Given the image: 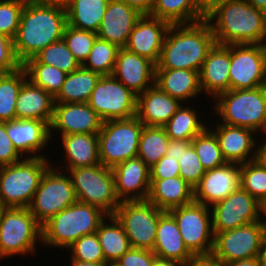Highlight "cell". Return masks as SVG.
<instances>
[{
    "mask_svg": "<svg viewBox=\"0 0 266 266\" xmlns=\"http://www.w3.org/2000/svg\"><path fill=\"white\" fill-rule=\"evenodd\" d=\"M216 43L207 19L171 24L155 69H187L200 73L208 52Z\"/></svg>",
    "mask_w": 266,
    "mask_h": 266,
    "instance_id": "cell-1",
    "label": "cell"
},
{
    "mask_svg": "<svg viewBox=\"0 0 266 266\" xmlns=\"http://www.w3.org/2000/svg\"><path fill=\"white\" fill-rule=\"evenodd\" d=\"M66 9L26 1L16 36L14 51L21 64L49 44L62 40L67 26Z\"/></svg>",
    "mask_w": 266,
    "mask_h": 266,
    "instance_id": "cell-2",
    "label": "cell"
},
{
    "mask_svg": "<svg viewBox=\"0 0 266 266\" xmlns=\"http://www.w3.org/2000/svg\"><path fill=\"white\" fill-rule=\"evenodd\" d=\"M206 19L218 44H266V13L246 0H227Z\"/></svg>",
    "mask_w": 266,
    "mask_h": 266,
    "instance_id": "cell-3",
    "label": "cell"
},
{
    "mask_svg": "<svg viewBox=\"0 0 266 266\" xmlns=\"http://www.w3.org/2000/svg\"><path fill=\"white\" fill-rule=\"evenodd\" d=\"M108 216L96 206L76 201L41 226V243L68 249L80 237L95 233Z\"/></svg>",
    "mask_w": 266,
    "mask_h": 266,
    "instance_id": "cell-4",
    "label": "cell"
},
{
    "mask_svg": "<svg viewBox=\"0 0 266 266\" xmlns=\"http://www.w3.org/2000/svg\"><path fill=\"white\" fill-rule=\"evenodd\" d=\"M214 114L223 124L266 133V86L246 90H228L215 98Z\"/></svg>",
    "mask_w": 266,
    "mask_h": 266,
    "instance_id": "cell-5",
    "label": "cell"
},
{
    "mask_svg": "<svg viewBox=\"0 0 266 266\" xmlns=\"http://www.w3.org/2000/svg\"><path fill=\"white\" fill-rule=\"evenodd\" d=\"M50 163L46 157H36L0 167V207L28 208Z\"/></svg>",
    "mask_w": 266,
    "mask_h": 266,
    "instance_id": "cell-6",
    "label": "cell"
},
{
    "mask_svg": "<svg viewBox=\"0 0 266 266\" xmlns=\"http://www.w3.org/2000/svg\"><path fill=\"white\" fill-rule=\"evenodd\" d=\"M37 239L41 243V225L28 208H1L0 260L15 255L35 254Z\"/></svg>",
    "mask_w": 266,
    "mask_h": 266,
    "instance_id": "cell-7",
    "label": "cell"
},
{
    "mask_svg": "<svg viewBox=\"0 0 266 266\" xmlns=\"http://www.w3.org/2000/svg\"><path fill=\"white\" fill-rule=\"evenodd\" d=\"M144 124L135 116L130 119L107 120L98 133L100 163L113 168L137 157Z\"/></svg>",
    "mask_w": 266,
    "mask_h": 266,
    "instance_id": "cell-8",
    "label": "cell"
},
{
    "mask_svg": "<svg viewBox=\"0 0 266 266\" xmlns=\"http://www.w3.org/2000/svg\"><path fill=\"white\" fill-rule=\"evenodd\" d=\"M71 178L77 201L96 206L113 215L120 201L115 191L112 168L102 164L66 170Z\"/></svg>",
    "mask_w": 266,
    "mask_h": 266,
    "instance_id": "cell-9",
    "label": "cell"
},
{
    "mask_svg": "<svg viewBox=\"0 0 266 266\" xmlns=\"http://www.w3.org/2000/svg\"><path fill=\"white\" fill-rule=\"evenodd\" d=\"M53 167L54 165H51L43 174L28 206L29 211L41 226L77 201L68 173L65 174L62 166Z\"/></svg>",
    "mask_w": 266,
    "mask_h": 266,
    "instance_id": "cell-10",
    "label": "cell"
},
{
    "mask_svg": "<svg viewBox=\"0 0 266 266\" xmlns=\"http://www.w3.org/2000/svg\"><path fill=\"white\" fill-rule=\"evenodd\" d=\"M163 213L147 200L123 201L113 216L125 230L132 248L153 251L158 221Z\"/></svg>",
    "mask_w": 266,
    "mask_h": 266,
    "instance_id": "cell-11",
    "label": "cell"
},
{
    "mask_svg": "<svg viewBox=\"0 0 266 266\" xmlns=\"http://www.w3.org/2000/svg\"><path fill=\"white\" fill-rule=\"evenodd\" d=\"M169 213L176 220L184 244L193 255L212 254L214 234L210 207L193 201Z\"/></svg>",
    "mask_w": 266,
    "mask_h": 266,
    "instance_id": "cell-12",
    "label": "cell"
},
{
    "mask_svg": "<svg viewBox=\"0 0 266 266\" xmlns=\"http://www.w3.org/2000/svg\"><path fill=\"white\" fill-rule=\"evenodd\" d=\"M87 103L103 121L130 119L137 114V95L112 75L101 76Z\"/></svg>",
    "mask_w": 266,
    "mask_h": 266,
    "instance_id": "cell-13",
    "label": "cell"
},
{
    "mask_svg": "<svg viewBox=\"0 0 266 266\" xmlns=\"http://www.w3.org/2000/svg\"><path fill=\"white\" fill-rule=\"evenodd\" d=\"M265 228L260 221L214 235L212 255L221 266L261 256Z\"/></svg>",
    "mask_w": 266,
    "mask_h": 266,
    "instance_id": "cell-14",
    "label": "cell"
},
{
    "mask_svg": "<svg viewBox=\"0 0 266 266\" xmlns=\"http://www.w3.org/2000/svg\"><path fill=\"white\" fill-rule=\"evenodd\" d=\"M265 44H231L230 90L265 86Z\"/></svg>",
    "mask_w": 266,
    "mask_h": 266,
    "instance_id": "cell-15",
    "label": "cell"
},
{
    "mask_svg": "<svg viewBox=\"0 0 266 266\" xmlns=\"http://www.w3.org/2000/svg\"><path fill=\"white\" fill-rule=\"evenodd\" d=\"M210 208L214 235L260 221V202L241 187Z\"/></svg>",
    "mask_w": 266,
    "mask_h": 266,
    "instance_id": "cell-16",
    "label": "cell"
},
{
    "mask_svg": "<svg viewBox=\"0 0 266 266\" xmlns=\"http://www.w3.org/2000/svg\"><path fill=\"white\" fill-rule=\"evenodd\" d=\"M103 122L87 102L54 103L53 118L49 125L51 143L52 135L55 133L53 130L60 132V136L80 133L98 134Z\"/></svg>",
    "mask_w": 266,
    "mask_h": 266,
    "instance_id": "cell-17",
    "label": "cell"
},
{
    "mask_svg": "<svg viewBox=\"0 0 266 266\" xmlns=\"http://www.w3.org/2000/svg\"><path fill=\"white\" fill-rule=\"evenodd\" d=\"M240 187V164L226 162L207 170L193 189L194 201L208 207L226 199Z\"/></svg>",
    "mask_w": 266,
    "mask_h": 266,
    "instance_id": "cell-18",
    "label": "cell"
},
{
    "mask_svg": "<svg viewBox=\"0 0 266 266\" xmlns=\"http://www.w3.org/2000/svg\"><path fill=\"white\" fill-rule=\"evenodd\" d=\"M170 25L165 20L142 15L135 23L124 48L131 53L149 59L156 65Z\"/></svg>",
    "mask_w": 266,
    "mask_h": 266,
    "instance_id": "cell-19",
    "label": "cell"
},
{
    "mask_svg": "<svg viewBox=\"0 0 266 266\" xmlns=\"http://www.w3.org/2000/svg\"><path fill=\"white\" fill-rule=\"evenodd\" d=\"M120 202L145 201L150 189V168L138 156L112 168Z\"/></svg>",
    "mask_w": 266,
    "mask_h": 266,
    "instance_id": "cell-20",
    "label": "cell"
},
{
    "mask_svg": "<svg viewBox=\"0 0 266 266\" xmlns=\"http://www.w3.org/2000/svg\"><path fill=\"white\" fill-rule=\"evenodd\" d=\"M155 66L149 59L120 48L111 75L138 96L155 84Z\"/></svg>",
    "mask_w": 266,
    "mask_h": 266,
    "instance_id": "cell-21",
    "label": "cell"
},
{
    "mask_svg": "<svg viewBox=\"0 0 266 266\" xmlns=\"http://www.w3.org/2000/svg\"><path fill=\"white\" fill-rule=\"evenodd\" d=\"M6 131L14 147L24 158L46 157L44 154L39 155L51 141L50 126L46 121L14 119L6 122Z\"/></svg>",
    "mask_w": 266,
    "mask_h": 266,
    "instance_id": "cell-22",
    "label": "cell"
},
{
    "mask_svg": "<svg viewBox=\"0 0 266 266\" xmlns=\"http://www.w3.org/2000/svg\"><path fill=\"white\" fill-rule=\"evenodd\" d=\"M211 130L218 141L223 158L226 162L246 163L256 158L257 141L255 131L239 126L218 123ZM254 137V138H253Z\"/></svg>",
    "mask_w": 266,
    "mask_h": 266,
    "instance_id": "cell-23",
    "label": "cell"
},
{
    "mask_svg": "<svg viewBox=\"0 0 266 266\" xmlns=\"http://www.w3.org/2000/svg\"><path fill=\"white\" fill-rule=\"evenodd\" d=\"M142 15L122 0H110L97 36L124 48L137 20Z\"/></svg>",
    "mask_w": 266,
    "mask_h": 266,
    "instance_id": "cell-24",
    "label": "cell"
},
{
    "mask_svg": "<svg viewBox=\"0 0 266 266\" xmlns=\"http://www.w3.org/2000/svg\"><path fill=\"white\" fill-rule=\"evenodd\" d=\"M231 65V44L215 43L207 54L199 73L201 91L215 98L230 90L229 70Z\"/></svg>",
    "mask_w": 266,
    "mask_h": 266,
    "instance_id": "cell-25",
    "label": "cell"
},
{
    "mask_svg": "<svg viewBox=\"0 0 266 266\" xmlns=\"http://www.w3.org/2000/svg\"><path fill=\"white\" fill-rule=\"evenodd\" d=\"M181 104L178 99L171 97L154 84L137 96L136 117L145 126L163 127Z\"/></svg>",
    "mask_w": 266,
    "mask_h": 266,
    "instance_id": "cell-26",
    "label": "cell"
},
{
    "mask_svg": "<svg viewBox=\"0 0 266 266\" xmlns=\"http://www.w3.org/2000/svg\"><path fill=\"white\" fill-rule=\"evenodd\" d=\"M147 201L164 212L194 201L193 188L180 176L166 179H150Z\"/></svg>",
    "mask_w": 266,
    "mask_h": 266,
    "instance_id": "cell-27",
    "label": "cell"
},
{
    "mask_svg": "<svg viewBox=\"0 0 266 266\" xmlns=\"http://www.w3.org/2000/svg\"><path fill=\"white\" fill-rule=\"evenodd\" d=\"M54 103V97L50 93L27 79L22 84L16 99V119L42 120L50 125Z\"/></svg>",
    "mask_w": 266,
    "mask_h": 266,
    "instance_id": "cell-28",
    "label": "cell"
},
{
    "mask_svg": "<svg viewBox=\"0 0 266 266\" xmlns=\"http://www.w3.org/2000/svg\"><path fill=\"white\" fill-rule=\"evenodd\" d=\"M153 253L181 264L193 256L184 244L176 220L169 212H164L159 218Z\"/></svg>",
    "mask_w": 266,
    "mask_h": 266,
    "instance_id": "cell-29",
    "label": "cell"
},
{
    "mask_svg": "<svg viewBox=\"0 0 266 266\" xmlns=\"http://www.w3.org/2000/svg\"><path fill=\"white\" fill-rule=\"evenodd\" d=\"M155 85L181 103L201 94L199 72L187 69H155Z\"/></svg>",
    "mask_w": 266,
    "mask_h": 266,
    "instance_id": "cell-30",
    "label": "cell"
},
{
    "mask_svg": "<svg viewBox=\"0 0 266 266\" xmlns=\"http://www.w3.org/2000/svg\"><path fill=\"white\" fill-rule=\"evenodd\" d=\"M60 138L65 151V170L101 164L98 134H68Z\"/></svg>",
    "mask_w": 266,
    "mask_h": 266,
    "instance_id": "cell-31",
    "label": "cell"
},
{
    "mask_svg": "<svg viewBox=\"0 0 266 266\" xmlns=\"http://www.w3.org/2000/svg\"><path fill=\"white\" fill-rule=\"evenodd\" d=\"M101 74L82 66L67 74L61 90L54 97L55 103H84L101 78Z\"/></svg>",
    "mask_w": 266,
    "mask_h": 266,
    "instance_id": "cell-32",
    "label": "cell"
},
{
    "mask_svg": "<svg viewBox=\"0 0 266 266\" xmlns=\"http://www.w3.org/2000/svg\"><path fill=\"white\" fill-rule=\"evenodd\" d=\"M110 0H71L66 8L67 23L97 33Z\"/></svg>",
    "mask_w": 266,
    "mask_h": 266,
    "instance_id": "cell-33",
    "label": "cell"
},
{
    "mask_svg": "<svg viewBox=\"0 0 266 266\" xmlns=\"http://www.w3.org/2000/svg\"><path fill=\"white\" fill-rule=\"evenodd\" d=\"M96 234L107 264H114L131 248L125 230L113 215L100 224Z\"/></svg>",
    "mask_w": 266,
    "mask_h": 266,
    "instance_id": "cell-34",
    "label": "cell"
},
{
    "mask_svg": "<svg viewBox=\"0 0 266 266\" xmlns=\"http://www.w3.org/2000/svg\"><path fill=\"white\" fill-rule=\"evenodd\" d=\"M181 106L170 120L163 126L168 137L173 140L192 141L199 133H201L207 125L198 118V112L192 106ZM201 120V121H200Z\"/></svg>",
    "mask_w": 266,
    "mask_h": 266,
    "instance_id": "cell-35",
    "label": "cell"
},
{
    "mask_svg": "<svg viewBox=\"0 0 266 266\" xmlns=\"http://www.w3.org/2000/svg\"><path fill=\"white\" fill-rule=\"evenodd\" d=\"M150 16L170 24L194 23L205 19L194 0H154Z\"/></svg>",
    "mask_w": 266,
    "mask_h": 266,
    "instance_id": "cell-36",
    "label": "cell"
},
{
    "mask_svg": "<svg viewBox=\"0 0 266 266\" xmlns=\"http://www.w3.org/2000/svg\"><path fill=\"white\" fill-rule=\"evenodd\" d=\"M26 80L27 74L23 67L11 73L0 74V122L16 119V99Z\"/></svg>",
    "mask_w": 266,
    "mask_h": 266,
    "instance_id": "cell-37",
    "label": "cell"
},
{
    "mask_svg": "<svg viewBox=\"0 0 266 266\" xmlns=\"http://www.w3.org/2000/svg\"><path fill=\"white\" fill-rule=\"evenodd\" d=\"M169 141L164 127L144 125L137 156L151 168L166 154Z\"/></svg>",
    "mask_w": 266,
    "mask_h": 266,
    "instance_id": "cell-38",
    "label": "cell"
},
{
    "mask_svg": "<svg viewBox=\"0 0 266 266\" xmlns=\"http://www.w3.org/2000/svg\"><path fill=\"white\" fill-rule=\"evenodd\" d=\"M24 63H41L56 67L69 74L81 67V64L70 52L66 43L59 40L49 44L46 48L37 53L33 58Z\"/></svg>",
    "mask_w": 266,
    "mask_h": 266,
    "instance_id": "cell-39",
    "label": "cell"
},
{
    "mask_svg": "<svg viewBox=\"0 0 266 266\" xmlns=\"http://www.w3.org/2000/svg\"><path fill=\"white\" fill-rule=\"evenodd\" d=\"M27 79L37 87L44 89L55 97L61 90L67 73L62 70L41 63H23Z\"/></svg>",
    "mask_w": 266,
    "mask_h": 266,
    "instance_id": "cell-40",
    "label": "cell"
},
{
    "mask_svg": "<svg viewBox=\"0 0 266 266\" xmlns=\"http://www.w3.org/2000/svg\"><path fill=\"white\" fill-rule=\"evenodd\" d=\"M119 49L117 45L97 37L90 54L81 66L102 76L111 75Z\"/></svg>",
    "mask_w": 266,
    "mask_h": 266,
    "instance_id": "cell-41",
    "label": "cell"
},
{
    "mask_svg": "<svg viewBox=\"0 0 266 266\" xmlns=\"http://www.w3.org/2000/svg\"><path fill=\"white\" fill-rule=\"evenodd\" d=\"M191 145L194 147L205 171L217 168L226 163L217 138L211 131L209 125L191 141Z\"/></svg>",
    "mask_w": 266,
    "mask_h": 266,
    "instance_id": "cell-42",
    "label": "cell"
},
{
    "mask_svg": "<svg viewBox=\"0 0 266 266\" xmlns=\"http://www.w3.org/2000/svg\"><path fill=\"white\" fill-rule=\"evenodd\" d=\"M240 187L261 203L266 199V169L256 160L240 164Z\"/></svg>",
    "mask_w": 266,
    "mask_h": 266,
    "instance_id": "cell-43",
    "label": "cell"
},
{
    "mask_svg": "<svg viewBox=\"0 0 266 266\" xmlns=\"http://www.w3.org/2000/svg\"><path fill=\"white\" fill-rule=\"evenodd\" d=\"M97 37L95 32L77 29L67 24L62 39L73 56L82 65L90 54Z\"/></svg>",
    "mask_w": 266,
    "mask_h": 266,
    "instance_id": "cell-44",
    "label": "cell"
},
{
    "mask_svg": "<svg viewBox=\"0 0 266 266\" xmlns=\"http://www.w3.org/2000/svg\"><path fill=\"white\" fill-rule=\"evenodd\" d=\"M68 249L70 258L82 262L106 263L96 232L84 235L75 241Z\"/></svg>",
    "mask_w": 266,
    "mask_h": 266,
    "instance_id": "cell-45",
    "label": "cell"
},
{
    "mask_svg": "<svg viewBox=\"0 0 266 266\" xmlns=\"http://www.w3.org/2000/svg\"><path fill=\"white\" fill-rule=\"evenodd\" d=\"M27 0H0V34L14 39Z\"/></svg>",
    "mask_w": 266,
    "mask_h": 266,
    "instance_id": "cell-46",
    "label": "cell"
},
{
    "mask_svg": "<svg viewBox=\"0 0 266 266\" xmlns=\"http://www.w3.org/2000/svg\"><path fill=\"white\" fill-rule=\"evenodd\" d=\"M178 163L180 177L194 189L206 171L192 145L189 148H182Z\"/></svg>",
    "mask_w": 266,
    "mask_h": 266,
    "instance_id": "cell-47",
    "label": "cell"
},
{
    "mask_svg": "<svg viewBox=\"0 0 266 266\" xmlns=\"http://www.w3.org/2000/svg\"><path fill=\"white\" fill-rule=\"evenodd\" d=\"M22 67L17 59L13 39L0 34V74L11 73Z\"/></svg>",
    "mask_w": 266,
    "mask_h": 266,
    "instance_id": "cell-48",
    "label": "cell"
},
{
    "mask_svg": "<svg viewBox=\"0 0 266 266\" xmlns=\"http://www.w3.org/2000/svg\"><path fill=\"white\" fill-rule=\"evenodd\" d=\"M24 157L14 147L6 131V122H0V167L23 160Z\"/></svg>",
    "mask_w": 266,
    "mask_h": 266,
    "instance_id": "cell-49",
    "label": "cell"
},
{
    "mask_svg": "<svg viewBox=\"0 0 266 266\" xmlns=\"http://www.w3.org/2000/svg\"><path fill=\"white\" fill-rule=\"evenodd\" d=\"M155 257L151 250L131 247L114 264L116 266H151Z\"/></svg>",
    "mask_w": 266,
    "mask_h": 266,
    "instance_id": "cell-50",
    "label": "cell"
},
{
    "mask_svg": "<svg viewBox=\"0 0 266 266\" xmlns=\"http://www.w3.org/2000/svg\"><path fill=\"white\" fill-rule=\"evenodd\" d=\"M179 163L175 158L164 155L153 167L150 168V179H166L180 176Z\"/></svg>",
    "mask_w": 266,
    "mask_h": 266,
    "instance_id": "cell-51",
    "label": "cell"
},
{
    "mask_svg": "<svg viewBox=\"0 0 266 266\" xmlns=\"http://www.w3.org/2000/svg\"><path fill=\"white\" fill-rule=\"evenodd\" d=\"M227 0H194L197 11L206 19Z\"/></svg>",
    "mask_w": 266,
    "mask_h": 266,
    "instance_id": "cell-52",
    "label": "cell"
},
{
    "mask_svg": "<svg viewBox=\"0 0 266 266\" xmlns=\"http://www.w3.org/2000/svg\"><path fill=\"white\" fill-rule=\"evenodd\" d=\"M181 266H221L212 254L193 255Z\"/></svg>",
    "mask_w": 266,
    "mask_h": 266,
    "instance_id": "cell-53",
    "label": "cell"
},
{
    "mask_svg": "<svg viewBox=\"0 0 266 266\" xmlns=\"http://www.w3.org/2000/svg\"><path fill=\"white\" fill-rule=\"evenodd\" d=\"M190 146L191 141L170 139L165 155L178 161L182 155V148H189Z\"/></svg>",
    "mask_w": 266,
    "mask_h": 266,
    "instance_id": "cell-54",
    "label": "cell"
},
{
    "mask_svg": "<svg viewBox=\"0 0 266 266\" xmlns=\"http://www.w3.org/2000/svg\"><path fill=\"white\" fill-rule=\"evenodd\" d=\"M141 15H150L154 0H122Z\"/></svg>",
    "mask_w": 266,
    "mask_h": 266,
    "instance_id": "cell-55",
    "label": "cell"
},
{
    "mask_svg": "<svg viewBox=\"0 0 266 266\" xmlns=\"http://www.w3.org/2000/svg\"><path fill=\"white\" fill-rule=\"evenodd\" d=\"M30 3L44 6H57L66 9L71 0H27Z\"/></svg>",
    "mask_w": 266,
    "mask_h": 266,
    "instance_id": "cell-56",
    "label": "cell"
},
{
    "mask_svg": "<svg viewBox=\"0 0 266 266\" xmlns=\"http://www.w3.org/2000/svg\"><path fill=\"white\" fill-rule=\"evenodd\" d=\"M224 266H264L261 256L250 259H242L232 263L225 264Z\"/></svg>",
    "mask_w": 266,
    "mask_h": 266,
    "instance_id": "cell-57",
    "label": "cell"
},
{
    "mask_svg": "<svg viewBox=\"0 0 266 266\" xmlns=\"http://www.w3.org/2000/svg\"><path fill=\"white\" fill-rule=\"evenodd\" d=\"M255 160L266 169V138L260 145L257 144Z\"/></svg>",
    "mask_w": 266,
    "mask_h": 266,
    "instance_id": "cell-58",
    "label": "cell"
},
{
    "mask_svg": "<svg viewBox=\"0 0 266 266\" xmlns=\"http://www.w3.org/2000/svg\"><path fill=\"white\" fill-rule=\"evenodd\" d=\"M182 264L171 259L155 257L151 266H181Z\"/></svg>",
    "mask_w": 266,
    "mask_h": 266,
    "instance_id": "cell-59",
    "label": "cell"
},
{
    "mask_svg": "<svg viewBox=\"0 0 266 266\" xmlns=\"http://www.w3.org/2000/svg\"><path fill=\"white\" fill-rule=\"evenodd\" d=\"M71 260V266H107V263H93V262H82L79 260L75 259H70Z\"/></svg>",
    "mask_w": 266,
    "mask_h": 266,
    "instance_id": "cell-60",
    "label": "cell"
},
{
    "mask_svg": "<svg viewBox=\"0 0 266 266\" xmlns=\"http://www.w3.org/2000/svg\"><path fill=\"white\" fill-rule=\"evenodd\" d=\"M251 6L266 13V0H246Z\"/></svg>",
    "mask_w": 266,
    "mask_h": 266,
    "instance_id": "cell-61",
    "label": "cell"
},
{
    "mask_svg": "<svg viewBox=\"0 0 266 266\" xmlns=\"http://www.w3.org/2000/svg\"><path fill=\"white\" fill-rule=\"evenodd\" d=\"M261 217L264 218L262 219ZM260 222L263 224L264 228H266V199L260 203Z\"/></svg>",
    "mask_w": 266,
    "mask_h": 266,
    "instance_id": "cell-62",
    "label": "cell"
},
{
    "mask_svg": "<svg viewBox=\"0 0 266 266\" xmlns=\"http://www.w3.org/2000/svg\"><path fill=\"white\" fill-rule=\"evenodd\" d=\"M261 260L264 266H266V228H265L263 238H262Z\"/></svg>",
    "mask_w": 266,
    "mask_h": 266,
    "instance_id": "cell-63",
    "label": "cell"
},
{
    "mask_svg": "<svg viewBox=\"0 0 266 266\" xmlns=\"http://www.w3.org/2000/svg\"><path fill=\"white\" fill-rule=\"evenodd\" d=\"M264 79H265V86H266V49H265V68H264Z\"/></svg>",
    "mask_w": 266,
    "mask_h": 266,
    "instance_id": "cell-64",
    "label": "cell"
},
{
    "mask_svg": "<svg viewBox=\"0 0 266 266\" xmlns=\"http://www.w3.org/2000/svg\"><path fill=\"white\" fill-rule=\"evenodd\" d=\"M107 266H116L115 264H108Z\"/></svg>",
    "mask_w": 266,
    "mask_h": 266,
    "instance_id": "cell-65",
    "label": "cell"
}]
</instances>
